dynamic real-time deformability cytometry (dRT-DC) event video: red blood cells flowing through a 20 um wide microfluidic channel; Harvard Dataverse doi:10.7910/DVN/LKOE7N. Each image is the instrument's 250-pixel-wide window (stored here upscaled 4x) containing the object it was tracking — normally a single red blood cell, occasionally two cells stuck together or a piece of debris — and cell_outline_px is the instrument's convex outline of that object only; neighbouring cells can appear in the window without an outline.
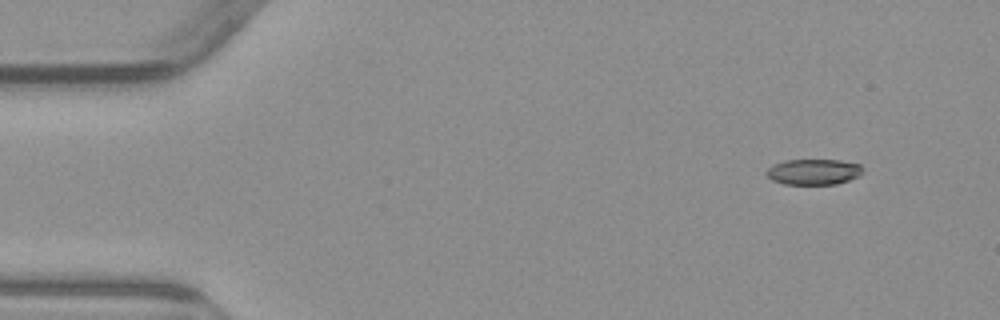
{"species": "common noctule bat (a hibernating species)", "species_latin": "Nyctalus noctula", "temperature_condition": "warm", "stored_images_in_passage": 4, "camera_frame_rate_fps": 3000, "um_per_image_px": 0.085, "animal": {"sex": "male", "body_mass_g": 23.1, "forearm_length_mm": 52.7}, "frame": {"image": 1, "passage_image": 1, "time_ms": 0.0, "image_size_px": [1000, 320], "cell_outline_px": [[864, 168], [860, 176], [836, 184], [784, 184], [772, 180], [764, 172], [772, 164], [784, 160], [840, 160], [860, 164]], "centroid_in_image_um": [69.15, 14.6], "position_along_channel_um": 15.8, "area_um2": 14.57}}
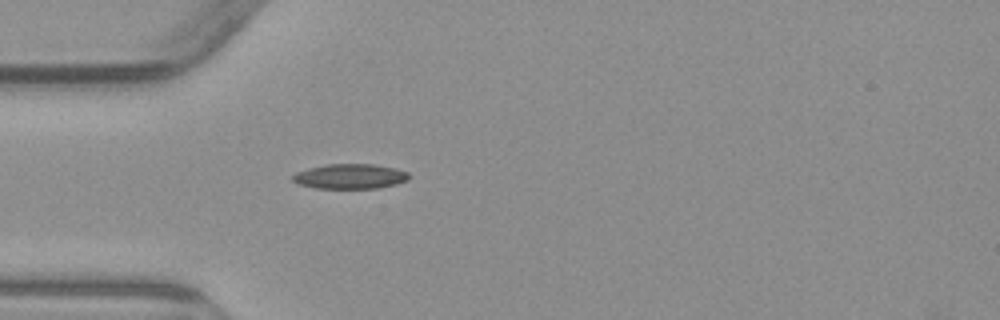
{"frame": {"image": 2, "passage_image": 4, "time_ms": 3.667, "image_size_px": [1000, 320], "cell_outline_px": [[408, 180], [396, 184], [380, 188], [316, 188], [300, 184], [292, 180], [292, 176], [296, 172], [308, 168], [328, 164], [372, 164], [396, 168], [408, 172]], "centroid_in_image_um": [29.77, 14.99], "position_along_channel_um": 55.2, "area_um2": 16.82}}